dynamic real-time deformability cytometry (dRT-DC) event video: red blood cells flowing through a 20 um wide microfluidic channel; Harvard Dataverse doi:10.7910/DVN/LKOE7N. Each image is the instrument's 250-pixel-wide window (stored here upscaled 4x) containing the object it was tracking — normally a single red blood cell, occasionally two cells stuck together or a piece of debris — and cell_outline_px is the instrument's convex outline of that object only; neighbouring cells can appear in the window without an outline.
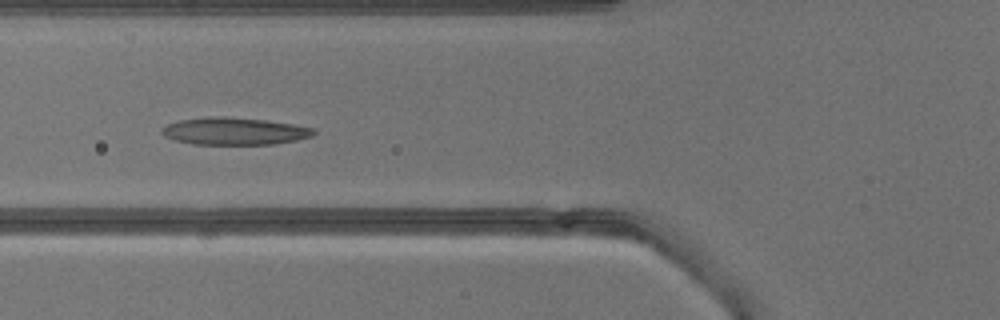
{"species": "common noctule bat (a hibernating species)", "species_latin": "Nyctalus noctula", "temperature_condition": "warm", "stored_images_in_passage": 13, "camera_frame_rate_fps": 3000, "um_per_image_px": 0.085, "animal": {"sex": "male", "body_mass_g": 13.3}, "frame": {"image": 1, "passage_image": 4, "time_ms": 1.0, "image_size_px": [1000, 320], "cell_outline_px": [[316, 132], [312, 136], [296, 140], [276, 144], [192, 144], [176, 140], [164, 136], [160, 132], [160, 128], [168, 124], [180, 120], [208, 116], [220, 116], [264, 120], [292, 124], [316, 128]], "centroid_in_image_um": [19.91, 11.15], "position_along_channel_um": 105.9, "area_um2": 24.16}}
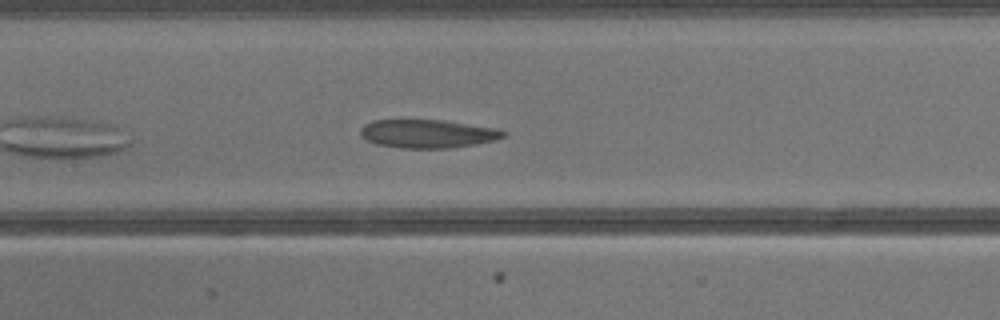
{"frame": {"image": 2, "passage_image": 8, "time_ms": 2.333, "image_size_px": [1000, 320], "cell_outline_px": [[508, 132], [504, 136], [496, 140], [476, 144], [452, 148], [400, 148], [376, 144], [360, 136], [360, 128], [364, 124], [372, 120], [444, 120], [500, 128]], "centroid_in_image_um": [36.38, 11.36], "position_along_channel_um": 171.0, "area_um2": 23.99}}
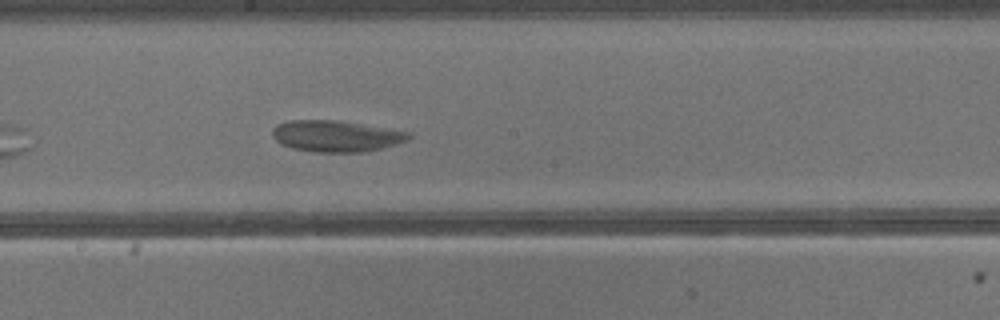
{"frame": {"image": 3, "passage_image": 11, "time_ms": 3.333, "image_size_px": [1000, 320], "cell_outline_px": [[412, 136], [408, 140], [396, 144], [364, 152], [316, 152], [292, 148], [280, 144], [272, 136], [272, 128], [276, 124], [288, 120], [340, 120], [412, 132]], "centroid_in_image_um": [28.56, 11.55], "position_along_channel_um": 219.6, "area_um2": 25.14}}